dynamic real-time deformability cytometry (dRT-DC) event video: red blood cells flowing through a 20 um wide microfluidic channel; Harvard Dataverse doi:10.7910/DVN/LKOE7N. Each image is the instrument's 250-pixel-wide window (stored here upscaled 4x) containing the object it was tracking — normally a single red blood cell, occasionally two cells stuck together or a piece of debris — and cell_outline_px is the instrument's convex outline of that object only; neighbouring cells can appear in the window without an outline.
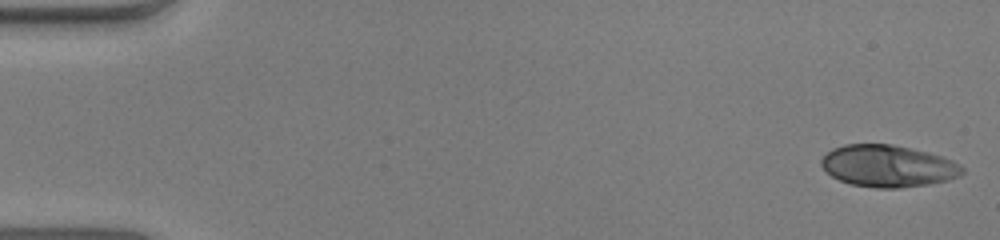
{"species": "human", "species_latin": "Homo sapiens", "temperature_condition": "warm", "stored_images_in_passage": 52, "camera_frame_rate_fps": 3000, "um_per_image_px": 0.085, "donor": {"sex": "male"}, "frame": {"image": 1, "passage_image": 1, "time_ms": 0.0, "image_size_px": [1000, 240], "cell_outline_px": [[964, 172], [960, 176], [948, 180], [928, 184], [900, 188], [876, 188], [852, 184], [840, 180], [832, 176], [820, 164], [820, 160], [832, 148], [844, 144], [892, 144], [928, 152], [952, 160], [960, 164], [964, 168]], "centroid_in_image_um": [75.49, 14.11], "position_along_channel_um": 9.5, "area_um2": 34.39}}
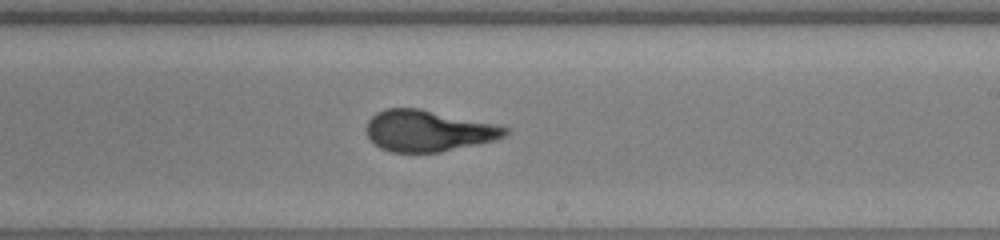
{"frame": {"image": 2, "passage_image": 31, "time_ms": 10.0, "image_size_px": [1000, 240], "cell_outline_px": [[508, 132], [504, 136], [496, 140], [440, 152], [392, 152], [380, 148], [368, 136], [364, 128], [368, 120], [376, 112], [384, 108], [420, 108], [496, 124], [508, 128]], "centroid_in_image_um": [36.37, 11.11], "position_along_channel_um": 252.6, "area_um2": 33.41}}
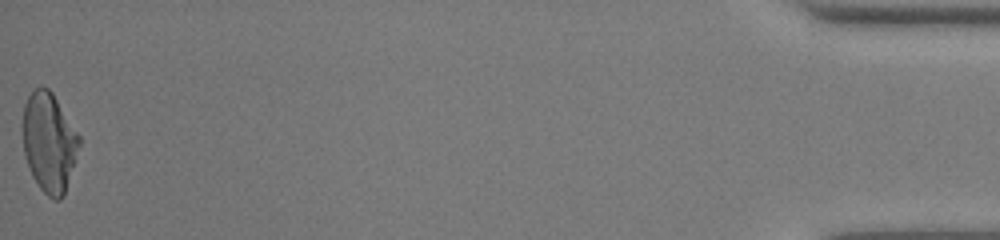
{"frame": {"image": 3, "passage_image": 52, "time_ms": 17.0, "image_size_px": [1000, 240], "cell_outline_px": [[80, 144], [64, 196], [60, 200], [56, 200], [48, 196], [40, 188], [32, 176], [24, 152], [20, 128], [24, 104], [32, 88], [40, 84], [48, 88], [52, 92], [80, 136]], "centroid_in_image_um": [4.13, 12.04], "position_along_channel_um": 431.1, "area_um2": 33.23}, "authors_computed_cell_mechanics": {"area_um2": 33.4662, "velocity_mm_per_s": 3.9617, "shape_relaxation_time_tau1_ms": 5.1326, "shape_relaxation_time_tau2_ms": null, "deformation_change_tau1": 0.2575, "deformation_change_tau2": null}}